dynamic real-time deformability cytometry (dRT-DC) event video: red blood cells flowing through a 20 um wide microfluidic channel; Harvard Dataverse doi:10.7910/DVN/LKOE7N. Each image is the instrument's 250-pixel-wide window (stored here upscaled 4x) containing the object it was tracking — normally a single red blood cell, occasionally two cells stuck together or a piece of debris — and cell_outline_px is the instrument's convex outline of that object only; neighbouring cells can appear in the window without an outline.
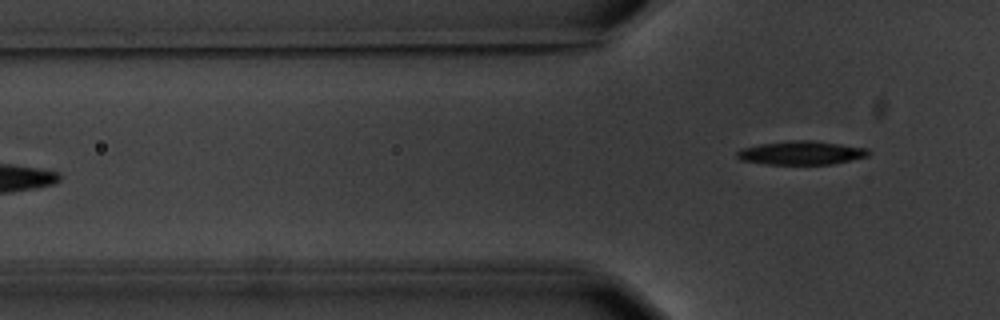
{"species": "common noctule bat (a hibernating species)", "species_latin": "Nyctalus noctula", "temperature_condition": "warm", "stored_images_in_passage": 7, "camera_frame_rate_fps": 3000, "um_per_image_px": 0.085, "animal": {"sex": "male", "body_mass_g": 20.1, "forearm_length_mm": 53.5}, "frame": {"image": 1, "passage_image": 7, "time_ms": 8.0, "image_size_px": [1000, 320], "cell_outline_px": [[872, 152], [868, 156], [832, 164], [764, 164], [740, 160], [736, 156], [736, 152], [740, 148], [760, 144], [792, 140], [812, 140], [868, 148]], "centroid_in_image_um": [68.09, 12.99], "position_along_channel_um": 57.7, "area_um2": 18.21}}